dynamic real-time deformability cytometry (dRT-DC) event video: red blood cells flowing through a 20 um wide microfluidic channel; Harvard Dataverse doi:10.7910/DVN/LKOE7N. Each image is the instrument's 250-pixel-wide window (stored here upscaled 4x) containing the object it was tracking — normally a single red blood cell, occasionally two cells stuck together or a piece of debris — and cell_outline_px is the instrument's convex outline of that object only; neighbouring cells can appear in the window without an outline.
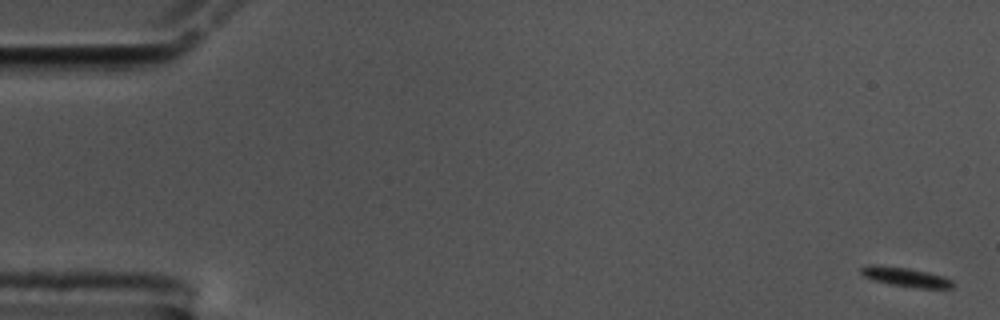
{"species": "common noctule bat (a hibernating species)", "species_latin": "Nyctalus noctula", "temperature_condition": "cold", "stored_images_in_passage": 61, "camera_frame_rate_fps": 3000, "um_per_image_px": 0.085, "animal": {"sex": "male", "body_mass_g": 17.5, "forearm_length_mm": 52.3}, "frame": {"image": 1, "passage_image": 1, "time_ms": 0.0, "image_size_px": [1000, 320], "cell_outline_px": [[952, 288], [920, 288], [892, 284], [876, 280], [864, 276], [860, 272], [860, 268], [864, 264], [872, 264], [908, 268], [928, 272], [944, 276], [952, 280]], "centroid_in_image_um": [76.96, 23.52], "position_along_channel_um": 8.0, "area_um2": 10.17}}
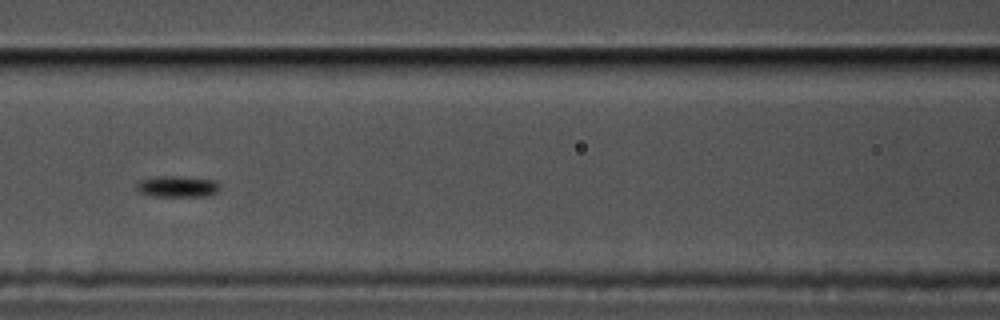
{"frame": {"image": 2, "passage_image": 27, "time_ms": 8.667, "image_size_px": [1000, 320], "cell_outline_px": [[220, 188], [216, 192], [204, 196], [152, 196], [140, 192], [136, 188], [136, 184], [140, 180], [156, 176], [172, 176], [216, 180], [220, 184]], "centroid_in_image_um": [15.07, 15.85], "position_along_channel_um": 151.5, "area_um2": 10.23}}
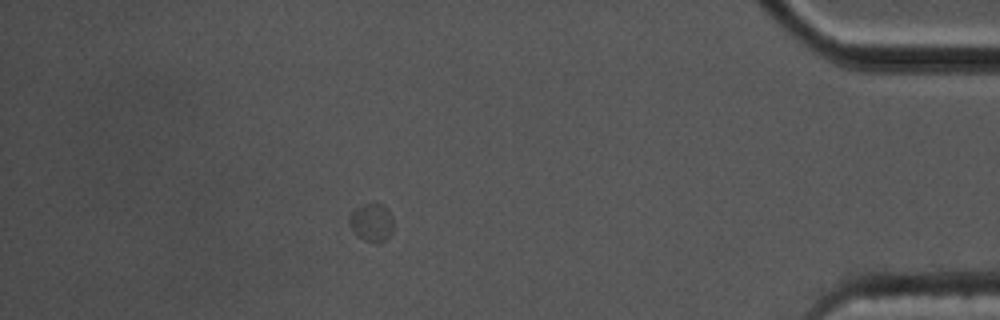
{"frame": {"image": 3, "passage_image": 54, "time_ms": 17.667, "image_size_px": [1000, 320], "cell_outline_px": [[392, 232], [380, 244], [376, 244], [364, 240], [356, 236], [352, 232], [348, 224], [348, 216], [360, 204], [372, 200], [376, 200], [392, 216]], "centroid_in_image_um": [31.53, 18.89], "position_along_channel_um": 403.7, "area_um2": 10.23}}